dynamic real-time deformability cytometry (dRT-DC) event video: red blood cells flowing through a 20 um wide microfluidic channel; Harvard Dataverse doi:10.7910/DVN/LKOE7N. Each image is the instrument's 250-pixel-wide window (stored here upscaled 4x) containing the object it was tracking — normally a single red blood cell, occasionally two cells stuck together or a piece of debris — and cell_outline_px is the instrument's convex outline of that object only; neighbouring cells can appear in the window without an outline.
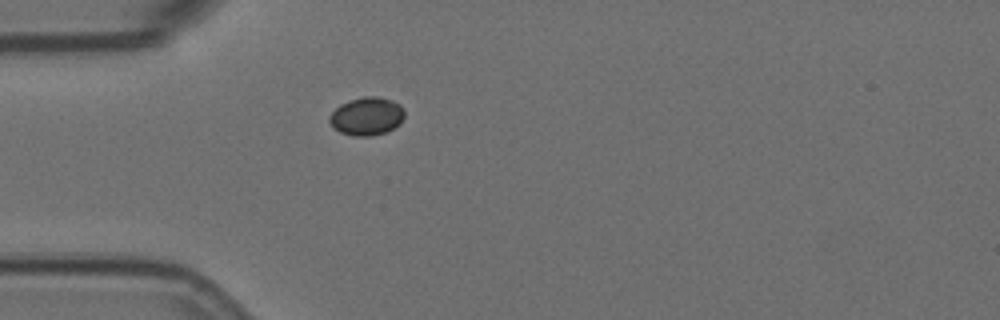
{"species": "Egyptian fruit bat (a non-hibernating species)", "species_latin": "Rousettus aegyptiacus", "temperature_condition": "room temperature", "stored_images_in_passage": 1, "camera_frame_rate_fps": 3000, "um_per_image_px": 0.085, "animal": {"sex": "female"}, "frame": {"image": 1, "passage_image": 1, "time_ms": 0.0, "image_size_px": [1000, 320], "cell_outline_px": [[404, 116], [400, 124], [384, 132], [368, 136], [352, 136], [340, 132], [332, 128], [328, 120], [332, 112], [340, 104], [364, 96], [376, 96], [392, 100], [400, 104], [404, 108]], "centroid_in_image_um": [31.16, 9.88], "position_along_channel_um": 53.8, "area_um2": 16.65}}